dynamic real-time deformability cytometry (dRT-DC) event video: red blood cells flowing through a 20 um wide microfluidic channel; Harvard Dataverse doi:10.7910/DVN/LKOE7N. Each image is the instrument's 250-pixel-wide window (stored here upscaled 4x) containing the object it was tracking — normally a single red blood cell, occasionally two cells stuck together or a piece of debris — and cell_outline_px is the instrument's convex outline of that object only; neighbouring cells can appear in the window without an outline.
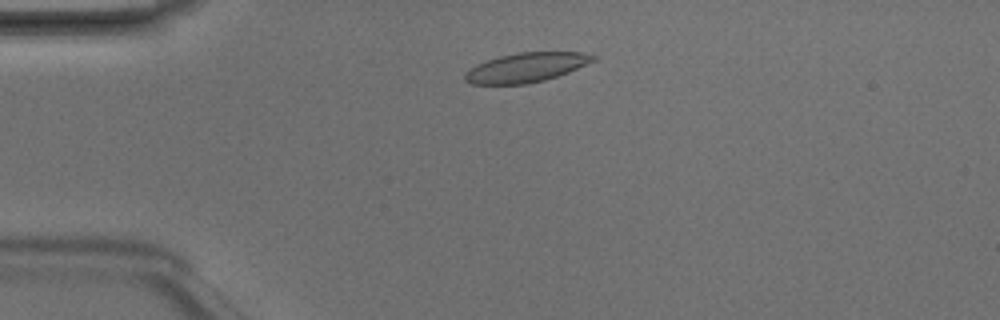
{"species": "Egyptian fruit bat (a non-hibernating species)", "species_latin": "Rousettus aegyptiacus", "temperature_condition": "room temperature", "stored_images_in_passage": 3, "camera_frame_rate_fps": 3000, "um_per_image_px": 0.085, "animal": {"sex": "male"}, "frame": {"image": 1, "passage_image": 2, "time_ms": 0.333, "image_size_px": [1000, 320], "cell_outline_px": [[600, 56], [596, 60], [568, 72], [544, 80], [524, 84], [472, 84], [464, 80], [464, 72], [476, 64], [500, 56], [520, 52], [580, 52]], "centroid_in_image_um": [44.73, 5.73], "position_along_channel_um": 40.3, "area_um2": 21.91}}